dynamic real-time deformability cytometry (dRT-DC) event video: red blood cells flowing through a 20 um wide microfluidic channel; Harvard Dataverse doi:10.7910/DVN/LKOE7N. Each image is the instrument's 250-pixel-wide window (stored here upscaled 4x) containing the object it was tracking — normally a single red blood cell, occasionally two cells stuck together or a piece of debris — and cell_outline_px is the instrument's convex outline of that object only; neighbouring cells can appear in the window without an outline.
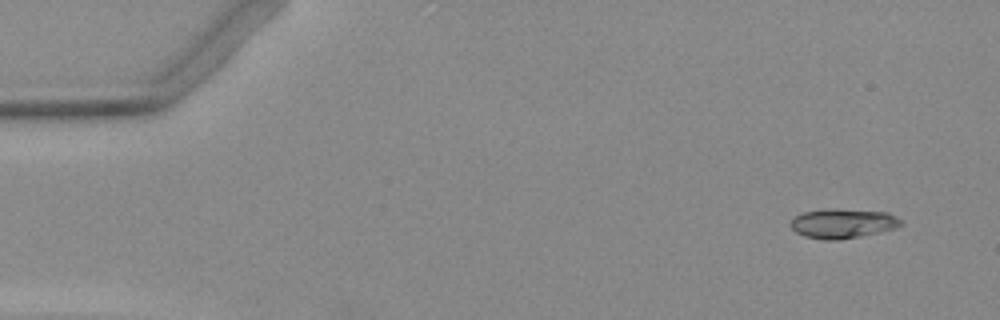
{"species": "Egyptian fruit bat (a non-hibernating species)", "species_latin": "Rousettus aegyptiacus", "temperature_condition": "warm", "stored_images_in_passage": 51, "camera_frame_rate_fps": 3000, "um_per_image_px": 0.085, "animal": {"sex": "female"}, "frame": {"image": 1, "passage_image": 1, "time_ms": 0.0, "image_size_px": [1000, 320], "cell_outline_px": [[904, 224], [896, 228], [880, 232], [860, 236], [836, 240], [824, 240], [804, 236], [796, 232], [788, 224], [796, 216], [804, 212], [836, 208], [888, 212], [904, 220]], "centroid_in_image_um": [71.69, 18.99], "position_along_channel_um": 13.3, "area_um2": 19.13}}
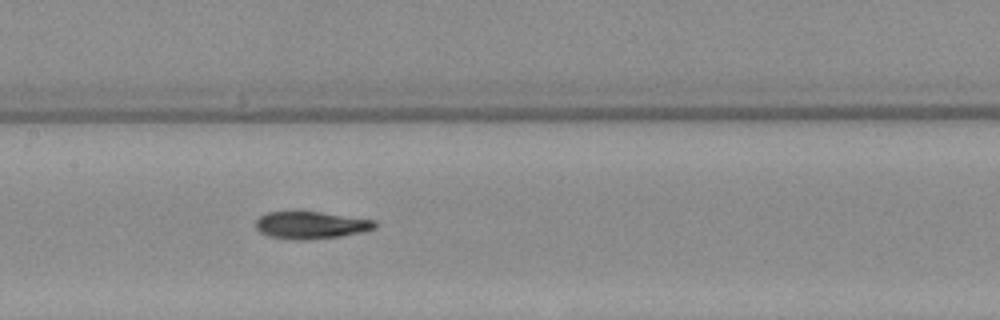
{"frame": {"image": 2, "passage_image": 23, "time_ms": 7.333, "image_size_px": [1000, 320], "cell_outline_px": [[376, 228], [360, 232], [340, 236], [300, 240], [268, 236], [260, 232], [256, 228], [256, 220], [260, 216], [268, 212], [320, 212], [376, 220]], "centroid_in_image_um": [26.42, 19.13], "position_along_channel_um": 181.0, "area_um2": 18.67}}
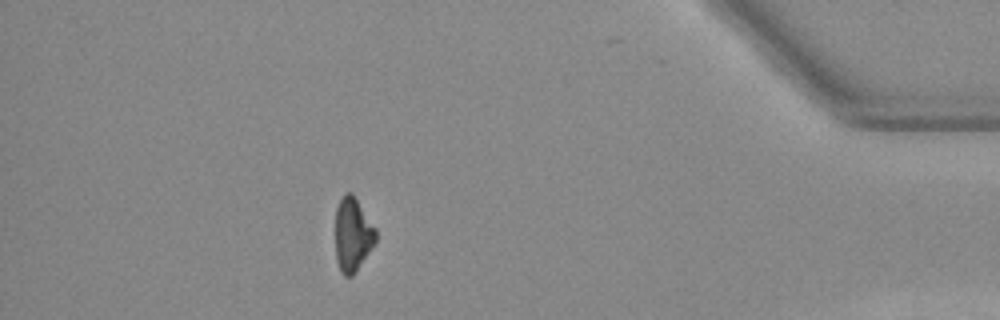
{"frame": {"image": 3, "passage_image": 44, "time_ms": 14.333, "image_size_px": [1000, 320], "cell_outline_px": [[376, 240], [356, 272], [352, 276], [344, 276], [340, 272], [336, 260], [336, 208], [344, 192], [352, 192], [376, 228]], "centroid_in_image_um": [29.97, 19.93], "position_along_channel_um": 405.2, "area_um2": 17.4}}